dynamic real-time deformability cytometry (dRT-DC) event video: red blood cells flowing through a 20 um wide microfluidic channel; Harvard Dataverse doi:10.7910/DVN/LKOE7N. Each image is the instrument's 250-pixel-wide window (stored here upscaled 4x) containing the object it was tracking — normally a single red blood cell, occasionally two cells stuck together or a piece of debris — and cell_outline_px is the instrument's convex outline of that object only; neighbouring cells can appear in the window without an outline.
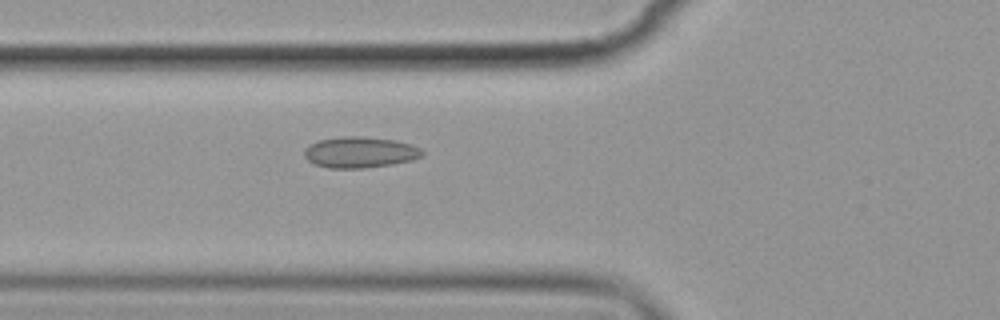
{"species": "common noctule bat (a hibernating species)", "species_latin": "Nyctalus noctula", "temperature_condition": "cold", "stored_images_in_passage": 2, "camera_frame_rate_fps": 3000, "um_per_image_px": 0.085, "animal": {"sex": "female", "body_mass_g": 19.9}, "frame": {"image": 1, "passage_image": 2, "time_ms": 2.0, "image_size_px": [1000, 320], "cell_outline_px": [[424, 156], [412, 160], [392, 164], [364, 168], [328, 168], [316, 164], [308, 160], [304, 156], [304, 148], [308, 144], [320, 140], [340, 136], [364, 136], [396, 140], [412, 144], [420, 148], [424, 152]], "centroid_in_image_um": [30.61, 12.93], "position_along_channel_um": 95.2, "area_um2": 21.56}}